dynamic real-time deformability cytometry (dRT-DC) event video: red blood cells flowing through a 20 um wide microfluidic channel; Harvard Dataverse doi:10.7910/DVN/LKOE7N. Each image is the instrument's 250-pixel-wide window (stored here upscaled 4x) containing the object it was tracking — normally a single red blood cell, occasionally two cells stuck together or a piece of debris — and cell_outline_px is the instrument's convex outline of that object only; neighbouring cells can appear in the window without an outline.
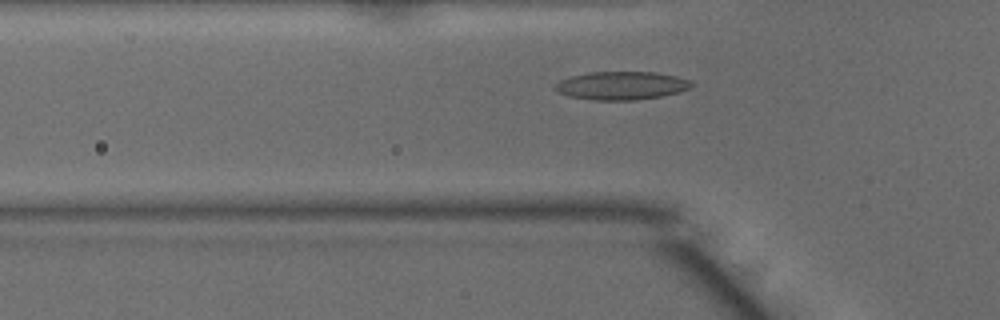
{"species": "common noctule bat (a hibernating species)", "species_latin": "Nyctalus noctula", "temperature_condition": "warm", "stored_images_in_passage": 45, "camera_frame_rate_fps": 3000, "um_per_image_px": 0.085, "animal": {"sex": "male", "body_mass_g": 15.6}, "frame": {"image": 1, "passage_image": 12, "time_ms": 3.667, "image_size_px": [1000, 320], "cell_outline_px": [[692, 88], [680, 92], [664, 96], [636, 100], [592, 100], [568, 96], [556, 92], [552, 88], [560, 80], [572, 76], [588, 72], [656, 72], [676, 76], [688, 80], [692, 84]], "centroid_in_image_um": [52.81, 7.28], "position_along_channel_um": 73.0, "area_um2": 22.66}}
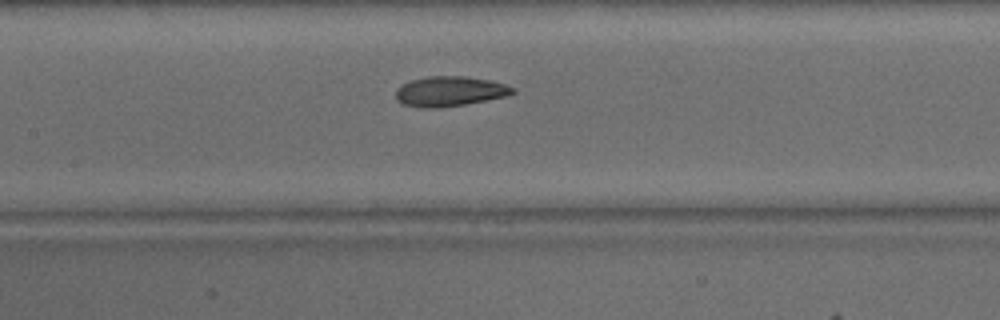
{"frame": {"image": 2, "passage_image": 19, "time_ms": 6.0, "image_size_px": [1000, 320], "cell_outline_px": [[516, 92], [508, 96], [464, 104], [440, 108], [420, 108], [404, 104], [396, 100], [396, 88], [412, 80], [428, 76], [464, 76], [488, 80], [504, 84], [516, 88]], "centroid_in_image_um": [38.23, 7.77], "position_along_channel_um": 169.2, "area_um2": 20.4}}
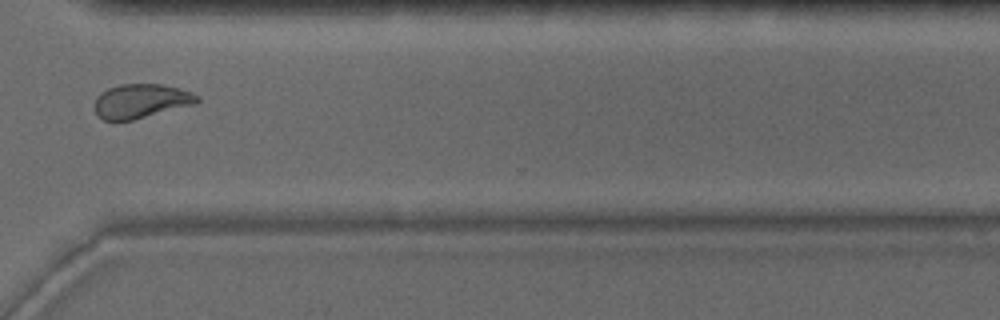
{"frame": {"image": 3, "passage_image": 33, "time_ms": 10.667, "image_size_px": [1000, 320], "cell_outline_px": [[200, 100], [196, 104], [132, 120], [104, 120], [96, 116], [92, 104], [96, 96], [100, 92], [108, 88], [120, 84], [160, 84], [180, 88], [192, 92], [200, 96]], "centroid_in_image_um": [11.95, 8.59], "position_along_channel_um": 358.6, "area_um2": 20.81}, "authors_computed_cell_mechanics": {"area_um2": 20.8658, "velocity_mm_per_s": 4.0743, "shape_relaxation_time_tau1_ms": 8.6538, "shape_relaxation_time_tau2_ms": 2.0025, "deformation_change_tau1": 0.2188, "deformation_change_tau2": 0.077}}